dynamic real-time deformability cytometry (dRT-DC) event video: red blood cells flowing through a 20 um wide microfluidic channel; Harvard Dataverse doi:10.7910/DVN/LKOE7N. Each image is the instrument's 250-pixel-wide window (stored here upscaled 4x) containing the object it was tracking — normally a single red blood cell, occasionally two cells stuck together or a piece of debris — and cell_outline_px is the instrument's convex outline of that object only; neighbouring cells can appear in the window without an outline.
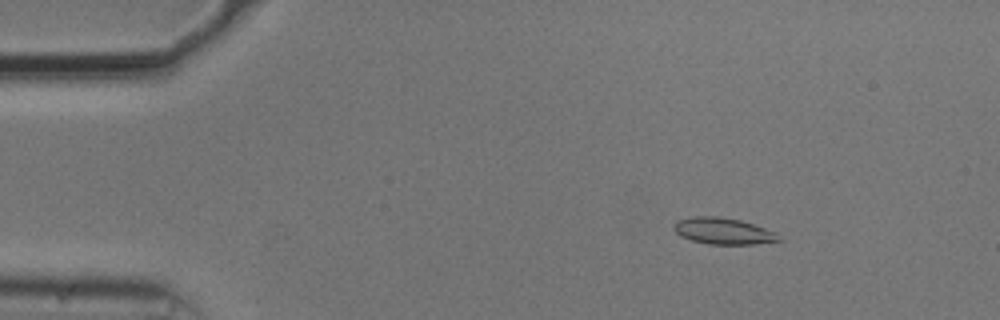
{"species": "common noctule bat (a hibernating species)", "species_latin": "Nyctalus noctula", "temperature_condition": "cold", "stored_images_in_passage": 33, "camera_frame_rate_fps": 3000, "um_per_image_px": 0.085, "animal": {"sex": "male", "body_mass_g": 20.5, "forearm_length_mm": 52.5}, "frame": {"image": 1, "passage_image": 7, "time_ms": 2.0, "image_size_px": [1000, 320], "cell_outline_px": [[784, 240], [752, 244], [708, 244], [692, 240], [680, 236], [672, 228], [672, 224], [676, 220], [692, 216], [716, 216], [740, 220], [776, 232]], "centroid_in_image_um": [61.44, 19.63], "position_along_channel_um": 23.6, "area_um2": 16.24}}
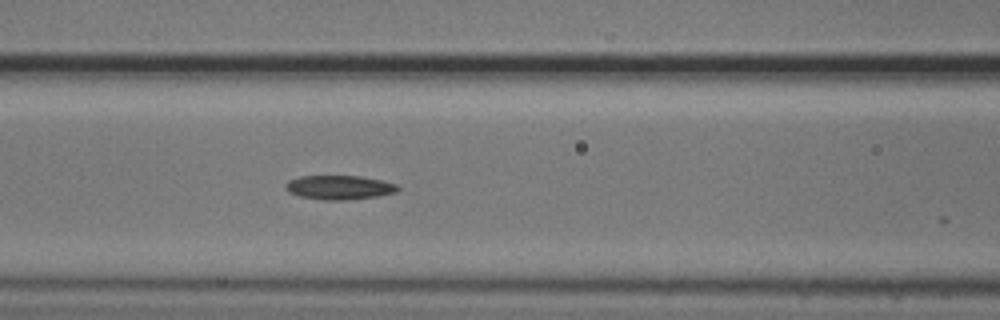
{"frame": {"image": 2, "passage_image": 22, "time_ms": 7.0, "image_size_px": [1000, 320], "cell_outline_px": [[400, 188], [396, 192], [376, 196], [344, 200], [324, 200], [300, 196], [288, 192], [288, 180], [300, 176], [360, 176], [380, 180], [396, 184]], "centroid_in_image_um": [28.85, 15.93], "position_along_channel_um": 137.7, "area_um2": 15.49}}
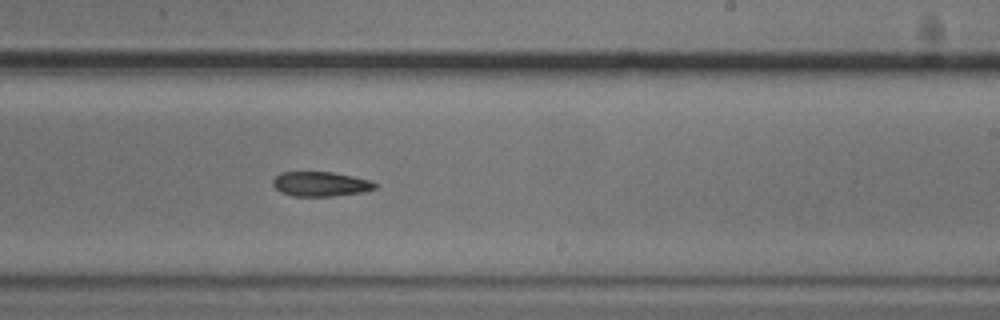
{"frame": {"image": 3, "passage_image": 32, "time_ms": 10.333, "image_size_px": [1000, 320], "cell_outline_px": [[376, 188], [364, 192], [332, 196], [292, 196], [280, 192], [272, 184], [272, 180], [280, 172], [332, 172], [372, 180], [376, 184]], "centroid_in_image_um": [27.24, 15.64], "position_along_channel_um": 261.8, "area_um2": 14.74}}